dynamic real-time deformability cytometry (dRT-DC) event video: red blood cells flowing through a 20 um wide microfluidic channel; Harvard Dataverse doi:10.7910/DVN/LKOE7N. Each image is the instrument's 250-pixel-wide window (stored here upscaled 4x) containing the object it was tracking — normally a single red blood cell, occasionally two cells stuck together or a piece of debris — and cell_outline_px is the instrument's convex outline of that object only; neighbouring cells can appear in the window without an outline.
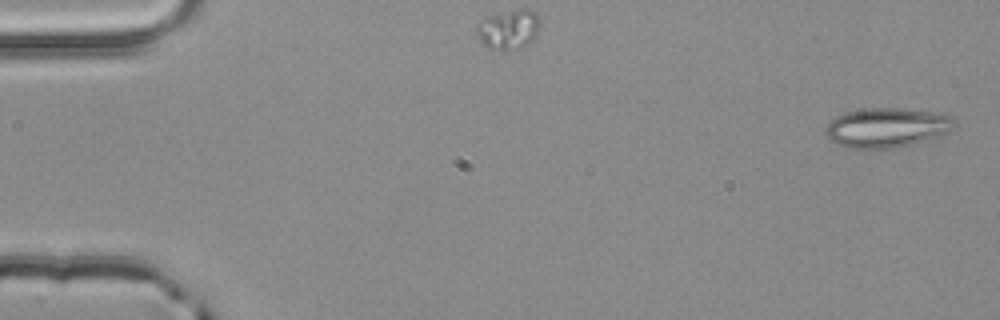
{"species": "common noctule bat (a hibernating species)", "species_latin": "Nyctalus noctula", "temperature_condition": "room temperature", "stored_images_in_passage": 4, "camera_frame_rate_fps": 3000, "um_per_image_px": 0.085, "animal": {"sex": "male", "body_mass_g": 20.4}, "frame": {"image": 1, "passage_image": 1, "time_ms": 0.0, "image_size_px": [1000, 320], "cell_outline_px": [[956, 124], [948, 132], [940, 136], [912, 144], [896, 148], [864, 152], [848, 148], [836, 144], [824, 132], [824, 128], [836, 116], [848, 112], [868, 108], [904, 108], [940, 112], [948, 116]], "centroid_in_image_um": [75.35, 10.89], "position_along_channel_um": 9.6, "area_um2": 30.4}}